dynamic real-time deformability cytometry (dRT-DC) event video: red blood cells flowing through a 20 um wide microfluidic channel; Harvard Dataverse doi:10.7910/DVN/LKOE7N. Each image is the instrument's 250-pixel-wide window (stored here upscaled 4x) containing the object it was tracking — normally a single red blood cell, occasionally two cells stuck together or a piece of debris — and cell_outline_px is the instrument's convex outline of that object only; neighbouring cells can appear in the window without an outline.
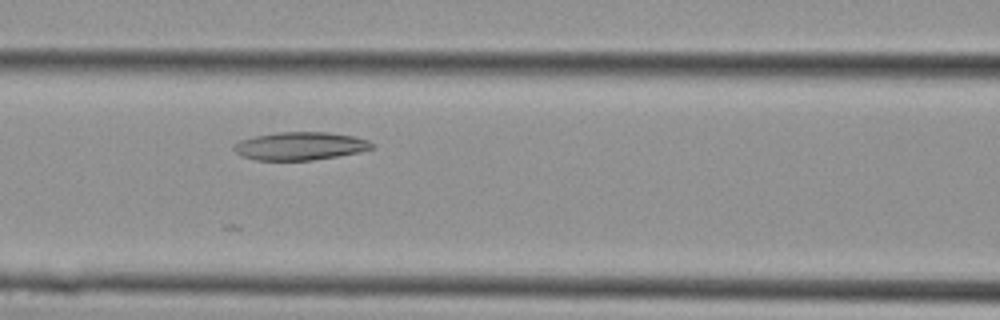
{"species": "Egyptian fruit bat (a non-hibernating species)", "species_latin": "Rousettus aegyptiacus", "temperature_condition": "cold", "stored_images_in_passage": 6, "camera_frame_rate_fps": 3000, "um_per_image_px": 0.085, "animal": {"sex": "female"}, "frame": {"image": 1, "passage_image": 6, "time_ms": 1.667, "image_size_px": [1000, 320], "cell_outline_px": [[376, 148], [360, 152], [312, 160], [256, 160], [240, 156], [232, 148], [232, 144], [240, 140], [256, 136], [280, 132], [328, 132], [352, 136], [368, 140], [376, 144]], "centroid_in_image_um": [25.52, 12.41], "position_along_channel_um": 141.1, "area_um2": 22.66}}